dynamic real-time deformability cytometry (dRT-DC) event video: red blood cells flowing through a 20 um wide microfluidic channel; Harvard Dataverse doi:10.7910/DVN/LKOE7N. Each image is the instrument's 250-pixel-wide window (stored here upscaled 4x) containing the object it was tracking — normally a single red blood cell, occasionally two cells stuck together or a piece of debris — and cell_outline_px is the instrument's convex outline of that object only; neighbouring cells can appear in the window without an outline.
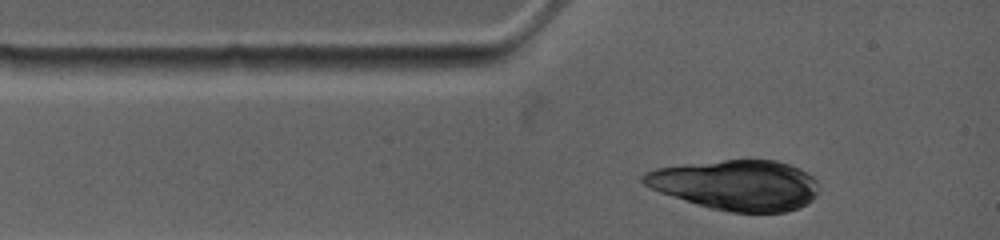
{"species": "common noctule bat (a hibernating species)", "species_latin": "Nyctalus noctula", "temperature_condition": "warm", "stored_images_in_passage": 1, "camera_frame_rate_fps": 4500, "um_per_image_px": 0.085, "animal": {"sex": "female", "body_mass_g": 19.0, "forearm_length_mm": 53.3}, "frame": {"image": 1, "passage_image": 1, "time_ms": 0.0, "image_size_px": [1000, 240], "cell_outline_px": [[268, 68], [228, 72], [168, 76], [156, 68], [156, 64], [160, 60], [228, 56], [244, 56]], "centroid_in_image_um": [17.59, 5.56], "position_along_channel_um": 67.4, "area_um2": 11.04}}